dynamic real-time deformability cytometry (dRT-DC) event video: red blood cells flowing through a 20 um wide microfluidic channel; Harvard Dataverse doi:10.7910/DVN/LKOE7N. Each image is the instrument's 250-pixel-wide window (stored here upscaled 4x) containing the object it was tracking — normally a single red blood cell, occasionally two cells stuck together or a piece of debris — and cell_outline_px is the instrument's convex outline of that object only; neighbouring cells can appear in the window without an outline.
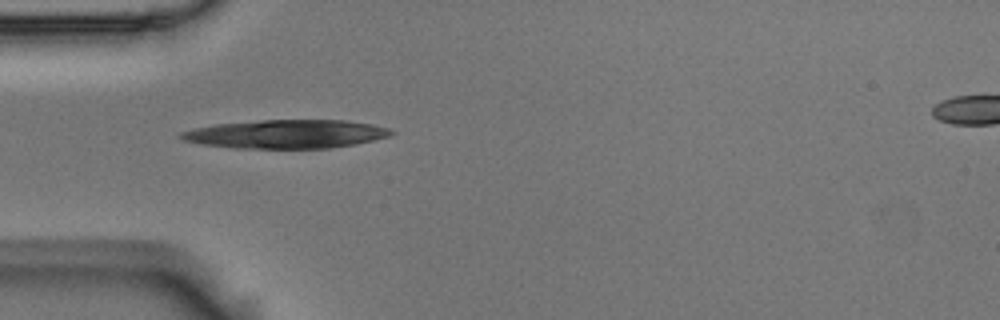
{"species": "Egyptian fruit bat (a non-hibernating species)", "species_latin": "Rousettus aegyptiacus", "temperature_condition": "room temperature", "stored_images_in_passage": 5, "camera_frame_rate_fps": 3000, "um_per_image_px": 0.085, "animal": {"sex": "male"}, "frame": {"image": 1, "passage_image": 3, "time_ms": 0.667, "image_size_px": [1000, 320], "cell_outline_px": [[396, 132], [388, 136], [356, 144], [332, 148], [232, 148], [200, 144], [184, 140], [176, 136], [180, 132], [196, 128], [216, 124], [264, 120], [344, 120], [372, 124], [388, 128]], "centroid_in_image_um": [24.3, 11.4], "position_along_channel_um": 60.7, "area_um2": 34.97}}